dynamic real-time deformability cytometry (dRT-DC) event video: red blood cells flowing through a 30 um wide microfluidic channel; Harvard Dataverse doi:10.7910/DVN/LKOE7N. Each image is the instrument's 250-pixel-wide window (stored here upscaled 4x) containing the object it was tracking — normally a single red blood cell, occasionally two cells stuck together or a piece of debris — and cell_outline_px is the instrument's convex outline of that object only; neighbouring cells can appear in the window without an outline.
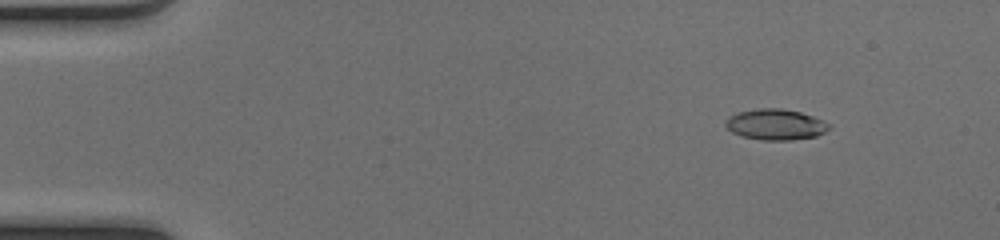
{"species": "common noctule bat (a hibernating species)", "species_latin": "Nyctalus noctula", "temperature_condition": "cold", "stored_images_in_passage": 50, "camera_frame_rate_fps": 3000, "um_per_image_px": 0.085, "animal": {"sex": "female", "body_mass_g": 17.0, "forearm_length_mm": 48.0}, "frame": {"image": 1, "passage_image": 6, "time_ms": 1.667, "image_size_px": [1000, 240], "cell_outline_px": [[832, 128], [816, 136], [792, 140], [760, 140], [740, 136], [732, 132], [724, 124], [724, 120], [728, 116], [736, 112], [760, 108], [780, 108], [800, 112], [812, 116], [832, 124]], "centroid_in_image_um": [65.9, 10.58], "position_along_channel_um": 19.1, "area_um2": 18.84}}
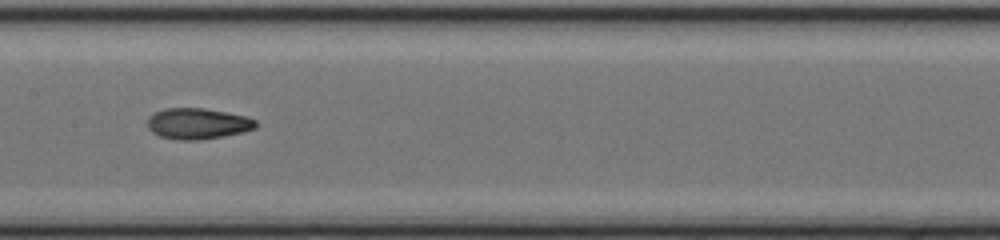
{"frame": {"image": 2, "passage_image": 26, "time_ms": 8.333, "image_size_px": [1000, 240], "cell_outline_px": [[260, 124], [256, 128], [244, 132], [224, 136], [200, 140], [176, 140], [160, 136], [152, 132], [148, 128], [148, 116], [164, 108], [204, 108], [248, 116], [256, 120]], "centroid_in_image_um": [16.84, 10.51], "position_along_channel_um": 190.6, "area_um2": 19.83}}
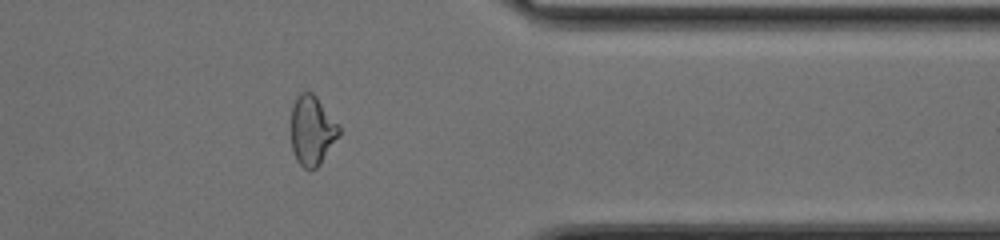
{"frame": {"image": 3, "passage_image": 41, "time_ms": 13.333, "image_size_px": [1000, 240], "cell_outline_px": [[340, 136], [320, 164], [316, 168], [304, 168], [296, 160], [292, 148], [292, 104], [296, 96], [300, 92], [312, 92], [316, 96], [340, 124]], "centroid_in_image_um": [26.55, 11.07], "position_along_channel_um": 384.8, "area_um2": 19.59}, "authors_computed_cell_mechanics": {"area_um2": 19.1896, "velocity_mm_per_s": 4.1451, "shape_relaxation_time_tau1_ms": null, "shape_relaxation_time_tau2_ms": 2.1273, "deformation_change_tau1": null, "deformation_change_tau2": 0.0846}}